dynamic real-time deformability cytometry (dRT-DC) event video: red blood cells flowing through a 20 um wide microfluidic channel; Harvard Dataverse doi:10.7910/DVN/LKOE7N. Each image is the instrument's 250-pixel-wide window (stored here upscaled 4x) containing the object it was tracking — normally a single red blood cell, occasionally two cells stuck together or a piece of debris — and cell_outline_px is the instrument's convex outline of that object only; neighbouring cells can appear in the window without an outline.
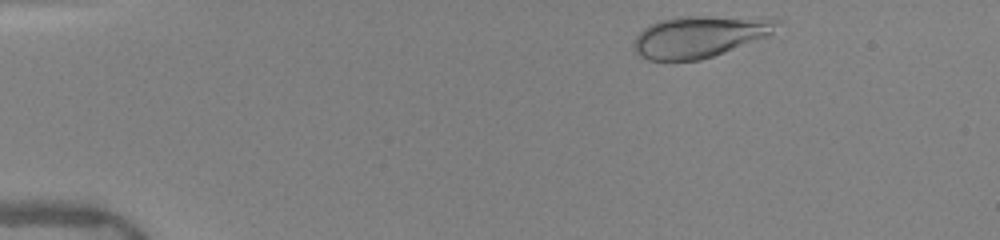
{"species": "human", "species_latin": "Homo sapiens", "temperature_condition": "warm", "stored_images_in_passage": 44, "camera_frame_rate_fps": 3000, "um_per_image_px": 0.085, "donor": {"sex": "female"}, "frame": {"image": 1, "passage_image": 2, "time_ms": 0.333, "image_size_px": [1000, 240], "cell_outline_px": [[784, 24], [768, 36], [724, 52], [700, 60], [648, 60], [640, 56], [632, 48], [632, 44], [636, 36], [648, 24], [660, 20], [676, 16], [708, 16], [780, 20]], "centroid_in_image_um": [59.43, 3.1], "position_along_channel_um": 25.6, "area_um2": 34.62}}
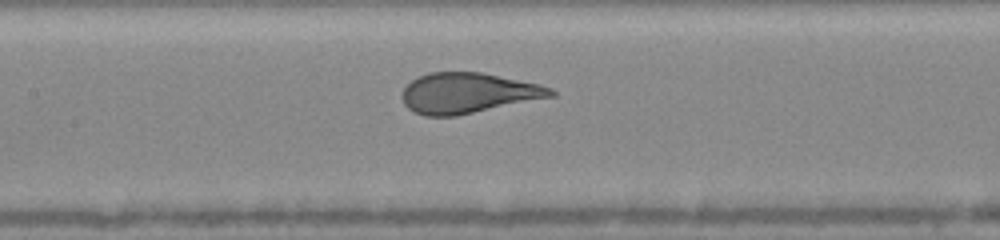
{"frame": {"image": 2, "passage_image": 19, "time_ms": 6.0, "image_size_px": [1000, 240], "cell_outline_px": [[556, 96], [456, 116], [424, 116], [408, 108], [404, 104], [404, 88], [412, 80], [428, 72], [480, 72], [540, 84], [552, 88], [556, 92]], "centroid_in_image_um": [39.82, 7.91], "position_along_channel_um": 167.6, "area_um2": 34.85}}
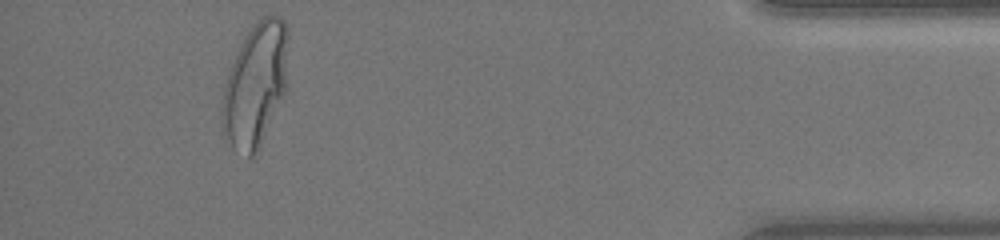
{"frame": {"image": 3, "passage_image": 41, "time_ms": 13.333, "image_size_px": [1000, 240], "cell_outline_px": [[288, 36], [284, 92], [264, 136], [252, 156], [248, 156], [232, 144], [228, 136], [220, 116], [224, 88], [232, 64], [240, 44], [256, 20], [260, 16], [268, 12], [272, 12], [280, 16], [288, 24]], "centroid_in_image_um": [21.73, 7.04], "position_along_channel_um": 413.5, "area_um2": 46.36}, "authors_computed_cell_mechanics": {"area_um2": 35.5181, "velocity_mm_per_s": 4.0383, "shape_relaxation_time_tau1_ms": 4.5494, "shape_relaxation_time_tau2_ms": null, "deformation_change_tau1": 0.2034, "deformation_change_tau2": null}}